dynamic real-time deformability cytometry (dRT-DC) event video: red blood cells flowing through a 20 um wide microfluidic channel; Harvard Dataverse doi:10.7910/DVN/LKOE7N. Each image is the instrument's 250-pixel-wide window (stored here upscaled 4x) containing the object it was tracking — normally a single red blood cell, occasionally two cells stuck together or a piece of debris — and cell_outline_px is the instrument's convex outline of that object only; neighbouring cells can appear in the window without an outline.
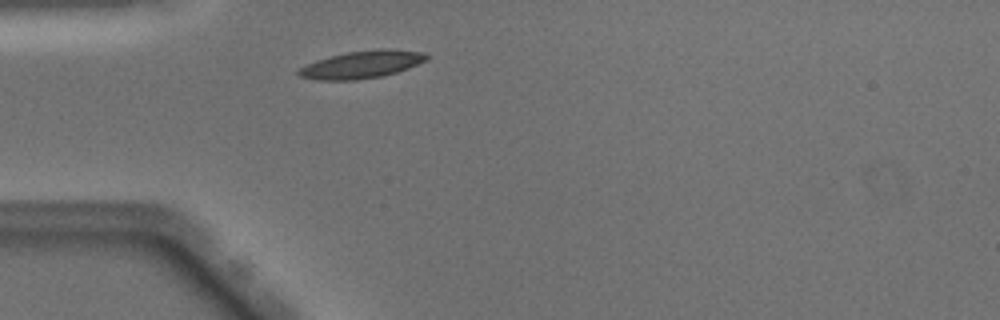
{"species": "Egyptian fruit bat (a non-hibernating species)", "species_latin": "Rousettus aegyptiacus", "temperature_condition": "warm", "stored_images_in_passage": 31, "camera_frame_rate_fps": 3000, "um_per_image_px": 0.085, "animal": {"sex": "male"}, "frame": {"image": 1, "passage_image": 2, "time_ms": 0.333, "image_size_px": [1000, 320], "cell_outline_px": [[432, 56], [428, 60], [408, 68], [384, 76], [356, 80], [316, 80], [300, 76], [296, 72], [300, 68], [316, 60], [348, 52], [380, 48], [392, 48], [424, 52]], "centroid_in_image_um": [30.83, 5.47], "position_along_channel_um": 54.2, "area_um2": 20.69}}
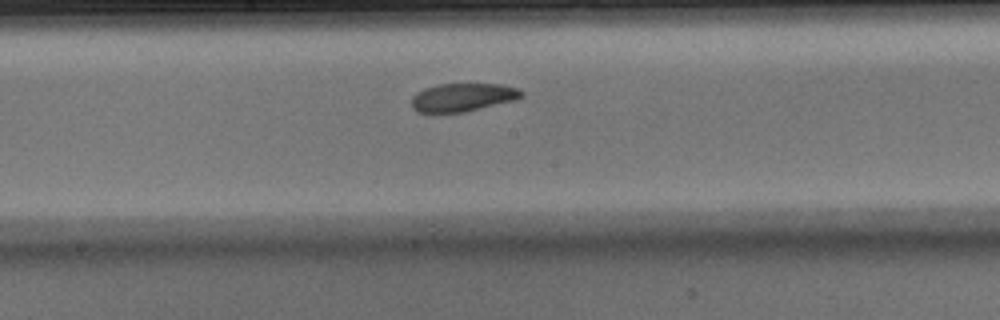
{"frame": {"image": 2, "passage_image": 14, "time_ms": 4.333, "image_size_px": [1000, 320], "cell_outline_px": [[524, 96], [516, 100], [464, 112], [416, 112], [412, 108], [412, 96], [416, 92], [424, 88], [440, 84], [500, 84], [520, 88], [524, 92]], "centroid_in_image_um": [39.36, 8.26], "position_along_channel_um": 208.8, "area_um2": 18.21}}
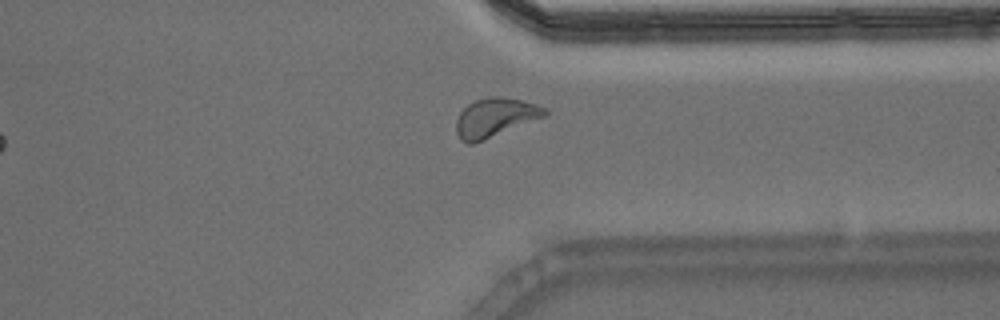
{"frame": {"image": 3, "passage_image": 26, "time_ms": 8.333, "image_size_px": [1000, 320], "cell_outline_px": [[548, 116], [484, 140], [472, 144], [468, 144], [460, 140], [456, 132], [456, 120], [460, 112], [468, 104], [476, 100], [488, 96], [500, 96], [520, 100], [536, 104], [548, 108]], "centroid_in_image_um": [42.11, 9.99], "position_along_channel_um": 369.3, "area_um2": 20.35}, "authors_computed_cell_mechanics": {"area_um2": 19.074, "velocity_mm_per_s": 4.0311, "shape_relaxation_time_tau1_ms": 3.3164, "shape_relaxation_time_tau2_ms": 4.9505, "deformation_change_tau1": 0.1435, "deformation_change_tau2": 0.0927}}